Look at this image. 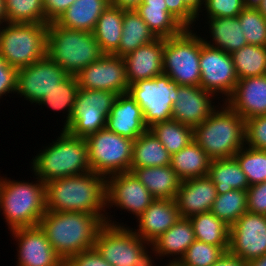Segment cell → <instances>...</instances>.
I'll return each instance as SVG.
<instances>
[{"instance_id":"1","label":"cell","mask_w":266,"mask_h":266,"mask_svg":"<svg viewBox=\"0 0 266 266\" xmlns=\"http://www.w3.org/2000/svg\"><path fill=\"white\" fill-rule=\"evenodd\" d=\"M45 196L46 211L91 213L100 216L108 224H124L116 222L113 215H109L106 208V178L93 171L46 183Z\"/></svg>"},{"instance_id":"2","label":"cell","mask_w":266,"mask_h":266,"mask_svg":"<svg viewBox=\"0 0 266 266\" xmlns=\"http://www.w3.org/2000/svg\"><path fill=\"white\" fill-rule=\"evenodd\" d=\"M105 224L96 214L75 211H46L39 222L52 248L64 262L74 254L94 248Z\"/></svg>"},{"instance_id":"3","label":"cell","mask_w":266,"mask_h":266,"mask_svg":"<svg viewBox=\"0 0 266 266\" xmlns=\"http://www.w3.org/2000/svg\"><path fill=\"white\" fill-rule=\"evenodd\" d=\"M61 129L57 139L31 159L32 174L44 184L91 171L86 139Z\"/></svg>"},{"instance_id":"4","label":"cell","mask_w":266,"mask_h":266,"mask_svg":"<svg viewBox=\"0 0 266 266\" xmlns=\"http://www.w3.org/2000/svg\"><path fill=\"white\" fill-rule=\"evenodd\" d=\"M34 178L27 182L0 176V212L9 231L38 226L46 212L45 184Z\"/></svg>"},{"instance_id":"5","label":"cell","mask_w":266,"mask_h":266,"mask_svg":"<svg viewBox=\"0 0 266 266\" xmlns=\"http://www.w3.org/2000/svg\"><path fill=\"white\" fill-rule=\"evenodd\" d=\"M218 104L220 106L193 129L194 141L211 159L233 158L245 146V120L225 102Z\"/></svg>"},{"instance_id":"6","label":"cell","mask_w":266,"mask_h":266,"mask_svg":"<svg viewBox=\"0 0 266 266\" xmlns=\"http://www.w3.org/2000/svg\"><path fill=\"white\" fill-rule=\"evenodd\" d=\"M104 53L92 32L61 27L48 23L47 56L69 75L76 76Z\"/></svg>"},{"instance_id":"7","label":"cell","mask_w":266,"mask_h":266,"mask_svg":"<svg viewBox=\"0 0 266 266\" xmlns=\"http://www.w3.org/2000/svg\"><path fill=\"white\" fill-rule=\"evenodd\" d=\"M48 24L4 23L0 26V54L21 69L47 56Z\"/></svg>"},{"instance_id":"8","label":"cell","mask_w":266,"mask_h":266,"mask_svg":"<svg viewBox=\"0 0 266 266\" xmlns=\"http://www.w3.org/2000/svg\"><path fill=\"white\" fill-rule=\"evenodd\" d=\"M201 36L194 28L164 39L163 73L177 85L200 86Z\"/></svg>"},{"instance_id":"9","label":"cell","mask_w":266,"mask_h":266,"mask_svg":"<svg viewBox=\"0 0 266 266\" xmlns=\"http://www.w3.org/2000/svg\"><path fill=\"white\" fill-rule=\"evenodd\" d=\"M85 139L91 171L105 178L131 172L134 140L118 135L107 128L98 130Z\"/></svg>"},{"instance_id":"10","label":"cell","mask_w":266,"mask_h":266,"mask_svg":"<svg viewBox=\"0 0 266 266\" xmlns=\"http://www.w3.org/2000/svg\"><path fill=\"white\" fill-rule=\"evenodd\" d=\"M177 88L178 85L164 73L129 85L128 93L141 107L148 129L154 124L172 119Z\"/></svg>"},{"instance_id":"11","label":"cell","mask_w":266,"mask_h":266,"mask_svg":"<svg viewBox=\"0 0 266 266\" xmlns=\"http://www.w3.org/2000/svg\"><path fill=\"white\" fill-rule=\"evenodd\" d=\"M199 66L200 87L212 93L218 100L223 97L221 100L225 102L232 95L239 80L231 54L205 44L201 36Z\"/></svg>"},{"instance_id":"12","label":"cell","mask_w":266,"mask_h":266,"mask_svg":"<svg viewBox=\"0 0 266 266\" xmlns=\"http://www.w3.org/2000/svg\"><path fill=\"white\" fill-rule=\"evenodd\" d=\"M126 225V226H125ZM150 247L130 226L106 223L97 235L94 248L112 266H137L140 253Z\"/></svg>"},{"instance_id":"13","label":"cell","mask_w":266,"mask_h":266,"mask_svg":"<svg viewBox=\"0 0 266 266\" xmlns=\"http://www.w3.org/2000/svg\"><path fill=\"white\" fill-rule=\"evenodd\" d=\"M69 74L48 56L35 63L18 69V97H23L30 104L37 105L57 84L64 81Z\"/></svg>"},{"instance_id":"14","label":"cell","mask_w":266,"mask_h":266,"mask_svg":"<svg viewBox=\"0 0 266 266\" xmlns=\"http://www.w3.org/2000/svg\"><path fill=\"white\" fill-rule=\"evenodd\" d=\"M228 252L246 262L266 254V215L245 212L229 230Z\"/></svg>"},{"instance_id":"15","label":"cell","mask_w":266,"mask_h":266,"mask_svg":"<svg viewBox=\"0 0 266 266\" xmlns=\"http://www.w3.org/2000/svg\"><path fill=\"white\" fill-rule=\"evenodd\" d=\"M76 79L79 88L83 89L110 91L118 95L127 93L129 89L124 59L115 54H104L82 69Z\"/></svg>"},{"instance_id":"16","label":"cell","mask_w":266,"mask_h":266,"mask_svg":"<svg viewBox=\"0 0 266 266\" xmlns=\"http://www.w3.org/2000/svg\"><path fill=\"white\" fill-rule=\"evenodd\" d=\"M154 200L148 189L130 171L106 178L108 209L114 206L138 218Z\"/></svg>"},{"instance_id":"17","label":"cell","mask_w":266,"mask_h":266,"mask_svg":"<svg viewBox=\"0 0 266 266\" xmlns=\"http://www.w3.org/2000/svg\"><path fill=\"white\" fill-rule=\"evenodd\" d=\"M18 247L16 266H63L64 261L52 248L40 226L10 231Z\"/></svg>"},{"instance_id":"18","label":"cell","mask_w":266,"mask_h":266,"mask_svg":"<svg viewBox=\"0 0 266 266\" xmlns=\"http://www.w3.org/2000/svg\"><path fill=\"white\" fill-rule=\"evenodd\" d=\"M176 98L172 106V119L193 129L219 106L214 104V100L218 99L200 86L178 85Z\"/></svg>"},{"instance_id":"19","label":"cell","mask_w":266,"mask_h":266,"mask_svg":"<svg viewBox=\"0 0 266 266\" xmlns=\"http://www.w3.org/2000/svg\"><path fill=\"white\" fill-rule=\"evenodd\" d=\"M137 229L132 230L148 244H152L180 219L175 199H155L138 217Z\"/></svg>"},{"instance_id":"20","label":"cell","mask_w":266,"mask_h":266,"mask_svg":"<svg viewBox=\"0 0 266 266\" xmlns=\"http://www.w3.org/2000/svg\"><path fill=\"white\" fill-rule=\"evenodd\" d=\"M225 103L244 120L266 115V74L239 79Z\"/></svg>"},{"instance_id":"21","label":"cell","mask_w":266,"mask_h":266,"mask_svg":"<svg viewBox=\"0 0 266 266\" xmlns=\"http://www.w3.org/2000/svg\"><path fill=\"white\" fill-rule=\"evenodd\" d=\"M216 197L214 183L204 176L181 181L175 201L180 217L190 218L211 211Z\"/></svg>"},{"instance_id":"22","label":"cell","mask_w":266,"mask_h":266,"mask_svg":"<svg viewBox=\"0 0 266 266\" xmlns=\"http://www.w3.org/2000/svg\"><path fill=\"white\" fill-rule=\"evenodd\" d=\"M164 39L157 38L123 57L128 85L163 74Z\"/></svg>"},{"instance_id":"23","label":"cell","mask_w":266,"mask_h":266,"mask_svg":"<svg viewBox=\"0 0 266 266\" xmlns=\"http://www.w3.org/2000/svg\"><path fill=\"white\" fill-rule=\"evenodd\" d=\"M106 128L132 140L148 130L141 107L128 92L118 95L107 116Z\"/></svg>"},{"instance_id":"24","label":"cell","mask_w":266,"mask_h":266,"mask_svg":"<svg viewBox=\"0 0 266 266\" xmlns=\"http://www.w3.org/2000/svg\"><path fill=\"white\" fill-rule=\"evenodd\" d=\"M194 241V229L190 219L180 217L174 225L151 245L154 247L159 259H164L163 257L165 256L170 257V260L164 266H175Z\"/></svg>"},{"instance_id":"25","label":"cell","mask_w":266,"mask_h":266,"mask_svg":"<svg viewBox=\"0 0 266 266\" xmlns=\"http://www.w3.org/2000/svg\"><path fill=\"white\" fill-rule=\"evenodd\" d=\"M206 20L205 23L209 25V30L206 31L210 33V40L203 36L202 39L205 44L229 54L248 45L238 17H215Z\"/></svg>"},{"instance_id":"26","label":"cell","mask_w":266,"mask_h":266,"mask_svg":"<svg viewBox=\"0 0 266 266\" xmlns=\"http://www.w3.org/2000/svg\"><path fill=\"white\" fill-rule=\"evenodd\" d=\"M157 38L179 35L185 27L171 15L164 0H143L135 9Z\"/></svg>"},{"instance_id":"27","label":"cell","mask_w":266,"mask_h":266,"mask_svg":"<svg viewBox=\"0 0 266 266\" xmlns=\"http://www.w3.org/2000/svg\"><path fill=\"white\" fill-rule=\"evenodd\" d=\"M134 176L155 199H175L181 180L171 165L134 168Z\"/></svg>"},{"instance_id":"28","label":"cell","mask_w":266,"mask_h":266,"mask_svg":"<svg viewBox=\"0 0 266 266\" xmlns=\"http://www.w3.org/2000/svg\"><path fill=\"white\" fill-rule=\"evenodd\" d=\"M110 5V0H75L58 18L61 27L93 32L98 18Z\"/></svg>"},{"instance_id":"29","label":"cell","mask_w":266,"mask_h":266,"mask_svg":"<svg viewBox=\"0 0 266 266\" xmlns=\"http://www.w3.org/2000/svg\"><path fill=\"white\" fill-rule=\"evenodd\" d=\"M211 158L193 140L179 152L171 155V167L177 177L186 179L204 177L208 175Z\"/></svg>"},{"instance_id":"30","label":"cell","mask_w":266,"mask_h":266,"mask_svg":"<svg viewBox=\"0 0 266 266\" xmlns=\"http://www.w3.org/2000/svg\"><path fill=\"white\" fill-rule=\"evenodd\" d=\"M207 176L214 183L217 195L233 189L247 191L250 187L245 173L234 157L212 159Z\"/></svg>"},{"instance_id":"31","label":"cell","mask_w":266,"mask_h":266,"mask_svg":"<svg viewBox=\"0 0 266 266\" xmlns=\"http://www.w3.org/2000/svg\"><path fill=\"white\" fill-rule=\"evenodd\" d=\"M171 155L148 129L133 141L131 171L134 168L168 166Z\"/></svg>"},{"instance_id":"32","label":"cell","mask_w":266,"mask_h":266,"mask_svg":"<svg viewBox=\"0 0 266 266\" xmlns=\"http://www.w3.org/2000/svg\"><path fill=\"white\" fill-rule=\"evenodd\" d=\"M124 10L109 5L98 18L93 36L104 54H114L122 36Z\"/></svg>"},{"instance_id":"33","label":"cell","mask_w":266,"mask_h":266,"mask_svg":"<svg viewBox=\"0 0 266 266\" xmlns=\"http://www.w3.org/2000/svg\"><path fill=\"white\" fill-rule=\"evenodd\" d=\"M157 37L135 10H124L122 36L118 50L114 53L124 57L142 45L151 43Z\"/></svg>"},{"instance_id":"34","label":"cell","mask_w":266,"mask_h":266,"mask_svg":"<svg viewBox=\"0 0 266 266\" xmlns=\"http://www.w3.org/2000/svg\"><path fill=\"white\" fill-rule=\"evenodd\" d=\"M79 85L76 76L69 75L64 81L57 84V87L50 91L48 94L43 96L42 100L38 105L46 106L47 109L55 111H63L64 115L63 129H65L71 122V118L75 109L77 92ZM66 116V117H65Z\"/></svg>"},{"instance_id":"35","label":"cell","mask_w":266,"mask_h":266,"mask_svg":"<svg viewBox=\"0 0 266 266\" xmlns=\"http://www.w3.org/2000/svg\"><path fill=\"white\" fill-rule=\"evenodd\" d=\"M189 219L193 225L195 240L219 246L228 252L230 230L228 225L210 211L199 213Z\"/></svg>"},{"instance_id":"36","label":"cell","mask_w":266,"mask_h":266,"mask_svg":"<svg viewBox=\"0 0 266 266\" xmlns=\"http://www.w3.org/2000/svg\"><path fill=\"white\" fill-rule=\"evenodd\" d=\"M149 130L170 155L179 152L194 140L193 128L173 119L154 124Z\"/></svg>"},{"instance_id":"37","label":"cell","mask_w":266,"mask_h":266,"mask_svg":"<svg viewBox=\"0 0 266 266\" xmlns=\"http://www.w3.org/2000/svg\"><path fill=\"white\" fill-rule=\"evenodd\" d=\"M238 79L266 74V46L246 45L231 54Z\"/></svg>"},{"instance_id":"38","label":"cell","mask_w":266,"mask_h":266,"mask_svg":"<svg viewBox=\"0 0 266 266\" xmlns=\"http://www.w3.org/2000/svg\"><path fill=\"white\" fill-rule=\"evenodd\" d=\"M210 212L231 227L247 212V191L233 189L217 195Z\"/></svg>"},{"instance_id":"39","label":"cell","mask_w":266,"mask_h":266,"mask_svg":"<svg viewBox=\"0 0 266 266\" xmlns=\"http://www.w3.org/2000/svg\"><path fill=\"white\" fill-rule=\"evenodd\" d=\"M7 23L48 24L43 0H3Z\"/></svg>"},{"instance_id":"40","label":"cell","mask_w":266,"mask_h":266,"mask_svg":"<svg viewBox=\"0 0 266 266\" xmlns=\"http://www.w3.org/2000/svg\"><path fill=\"white\" fill-rule=\"evenodd\" d=\"M107 116L99 109L75 107L71 122L65 128L71 135L86 138L106 128Z\"/></svg>"},{"instance_id":"41","label":"cell","mask_w":266,"mask_h":266,"mask_svg":"<svg viewBox=\"0 0 266 266\" xmlns=\"http://www.w3.org/2000/svg\"><path fill=\"white\" fill-rule=\"evenodd\" d=\"M234 158L245 173L250 186L266 182L265 150H258L245 145L234 155Z\"/></svg>"},{"instance_id":"42","label":"cell","mask_w":266,"mask_h":266,"mask_svg":"<svg viewBox=\"0 0 266 266\" xmlns=\"http://www.w3.org/2000/svg\"><path fill=\"white\" fill-rule=\"evenodd\" d=\"M249 45L266 46V19L253 8H244L237 16Z\"/></svg>"},{"instance_id":"43","label":"cell","mask_w":266,"mask_h":266,"mask_svg":"<svg viewBox=\"0 0 266 266\" xmlns=\"http://www.w3.org/2000/svg\"><path fill=\"white\" fill-rule=\"evenodd\" d=\"M224 253L219 246L195 240L175 266H212Z\"/></svg>"},{"instance_id":"44","label":"cell","mask_w":266,"mask_h":266,"mask_svg":"<svg viewBox=\"0 0 266 266\" xmlns=\"http://www.w3.org/2000/svg\"><path fill=\"white\" fill-rule=\"evenodd\" d=\"M117 97L118 94L110 91L79 88L75 107H91L99 109L108 116Z\"/></svg>"},{"instance_id":"45","label":"cell","mask_w":266,"mask_h":266,"mask_svg":"<svg viewBox=\"0 0 266 266\" xmlns=\"http://www.w3.org/2000/svg\"><path fill=\"white\" fill-rule=\"evenodd\" d=\"M202 10L206 18L237 17L245 8L243 0H205ZM207 13V14H206Z\"/></svg>"},{"instance_id":"46","label":"cell","mask_w":266,"mask_h":266,"mask_svg":"<svg viewBox=\"0 0 266 266\" xmlns=\"http://www.w3.org/2000/svg\"><path fill=\"white\" fill-rule=\"evenodd\" d=\"M245 145L266 151V115L245 120Z\"/></svg>"},{"instance_id":"47","label":"cell","mask_w":266,"mask_h":266,"mask_svg":"<svg viewBox=\"0 0 266 266\" xmlns=\"http://www.w3.org/2000/svg\"><path fill=\"white\" fill-rule=\"evenodd\" d=\"M18 69L10 66L0 54V99L17 90Z\"/></svg>"},{"instance_id":"48","label":"cell","mask_w":266,"mask_h":266,"mask_svg":"<svg viewBox=\"0 0 266 266\" xmlns=\"http://www.w3.org/2000/svg\"><path fill=\"white\" fill-rule=\"evenodd\" d=\"M247 211L266 215V182L251 185L247 189Z\"/></svg>"},{"instance_id":"49","label":"cell","mask_w":266,"mask_h":266,"mask_svg":"<svg viewBox=\"0 0 266 266\" xmlns=\"http://www.w3.org/2000/svg\"><path fill=\"white\" fill-rule=\"evenodd\" d=\"M64 264L66 266H112L95 248L70 256Z\"/></svg>"},{"instance_id":"50","label":"cell","mask_w":266,"mask_h":266,"mask_svg":"<svg viewBox=\"0 0 266 266\" xmlns=\"http://www.w3.org/2000/svg\"><path fill=\"white\" fill-rule=\"evenodd\" d=\"M168 12L173 15L185 28H194L199 21L185 6L182 0H164ZM197 21V22H196Z\"/></svg>"},{"instance_id":"51","label":"cell","mask_w":266,"mask_h":266,"mask_svg":"<svg viewBox=\"0 0 266 266\" xmlns=\"http://www.w3.org/2000/svg\"><path fill=\"white\" fill-rule=\"evenodd\" d=\"M75 0H43L47 21L56 22L58 18L74 3Z\"/></svg>"},{"instance_id":"52","label":"cell","mask_w":266,"mask_h":266,"mask_svg":"<svg viewBox=\"0 0 266 266\" xmlns=\"http://www.w3.org/2000/svg\"><path fill=\"white\" fill-rule=\"evenodd\" d=\"M212 266H248V262L229 252H225Z\"/></svg>"},{"instance_id":"53","label":"cell","mask_w":266,"mask_h":266,"mask_svg":"<svg viewBox=\"0 0 266 266\" xmlns=\"http://www.w3.org/2000/svg\"><path fill=\"white\" fill-rule=\"evenodd\" d=\"M150 249L147 247L140 253L137 266H159L154 261H157V253L154 247L150 244ZM151 250V251H150ZM150 251V252H149ZM149 253V254H148ZM154 255V257L152 256ZM155 259V260H154Z\"/></svg>"},{"instance_id":"54","label":"cell","mask_w":266,"mask_h":266,"mask_svg":"<svg viewBox=\"0 0 266 266\" xmlns=\"http://www.w3.org/2000/svg\"><path fill=\"white\" fill-rule=\"evenodd\" d=\"M143 0H110V5L122 10H135Z\"/></svg>"},{"instance_id":"55","label":"cell","mask_w":266,"mask_h":266,"mask_svg":"<svg viewBox=\"0 0 266 266\" xmlns=\"http://www.w3.org/2000/svg\"><path fill=\"white\" fill-rule=\"evenodd\" d=\"M182 1L185 4V6L197 17V19H200L199 17L202 14L199 13H202L205 0H182Z\"/></svg>"},{"instance_id":"56","label":"cell","mask_w":266,"mask_h":266,"mask_svg":"<svg viewBox=\"0 0 266 266\" xmlns=\"http://www.w3.org/2000/svg\"><path fill=\"white\" fill-rule=\"evenodd\" d=\"M248 266H266V254L248 262Z\"/></svg>"},{"instance_id":"57","label":"cell","mask_w":266,"mask_h":266,"mask_svg":"<svg viewBox=\"0 0 266 266\" xmlns=\"http://www.w3.org/2000/svg\"><path fill=\"white\" fill-rule=\"evenodd\" d=\"M262 0H243L245 8L257 9Z\"/></svg>"},{"instance_id":"58","label":"cell","mask_w":266,"mask_h":266,"mask_svg":"<svg viewBox=\"0 0 266 266\" xmlns=\"http://www.w3.org/2000/svg\"><path fill=\"white\" fill-rule=\"evenodd\" d=\"M6 23V16H5V10H4V2L3 0H0V26L2 24Z\"/></svg>"},{"instance_id":"59","label":"cell","mask_w":266,"mask_h":266,"mask_svg":"<svg viewBox=\"0 0 266 266\" xmlns=\"http://www.w3.org/2000/svg\"><path fill=\"white\" fill-rule=\"evenodd\" d=\"M257 10L265 17L266 19V0H262L257 7Z\"/></svg>"}]
</instances>
